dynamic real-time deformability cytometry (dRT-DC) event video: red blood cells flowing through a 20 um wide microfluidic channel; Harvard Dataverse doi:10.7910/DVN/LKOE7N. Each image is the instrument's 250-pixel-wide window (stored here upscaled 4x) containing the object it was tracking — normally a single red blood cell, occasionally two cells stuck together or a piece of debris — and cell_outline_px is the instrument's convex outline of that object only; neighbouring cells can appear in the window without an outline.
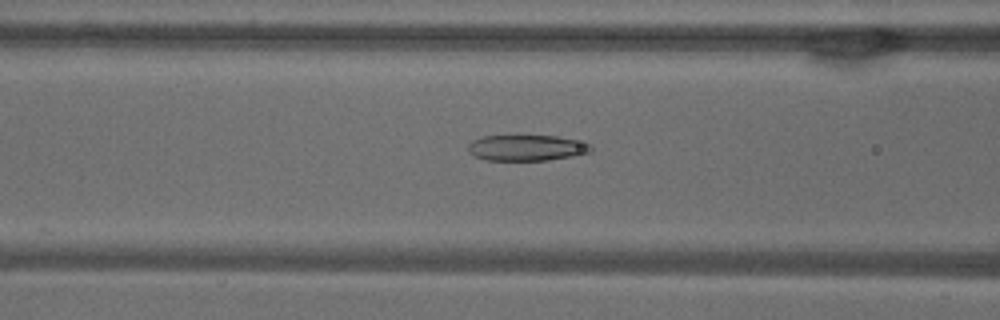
{"species": "common noctule bat (a hibernating species)", "species_latin": "Nyctalus noctula", "temperature_condition": "warm", "stored_images_in_passage": 52, "camera_frame_rate_fps": 3000, "um_per_image_px": 0.085, "animal": {"sex": "male", "body_mass_g": 18.8}, "frame": {"image": 1, "passage_image": 21, "time_ms": 6.667, "image_size_px": [1000, 320], "cell_outline_px": [[592, 152], [572, 156], [548, 160], [484, 160], [472, 156], [468, 152], [468, 144], [472, 140], [480, 136], [556, 136], [576, 140], [592, 144]], "centroid_in_image_um": [44.73, 12.57], "position_along_channel_um": 121.9, "area_um2": 18.67}}
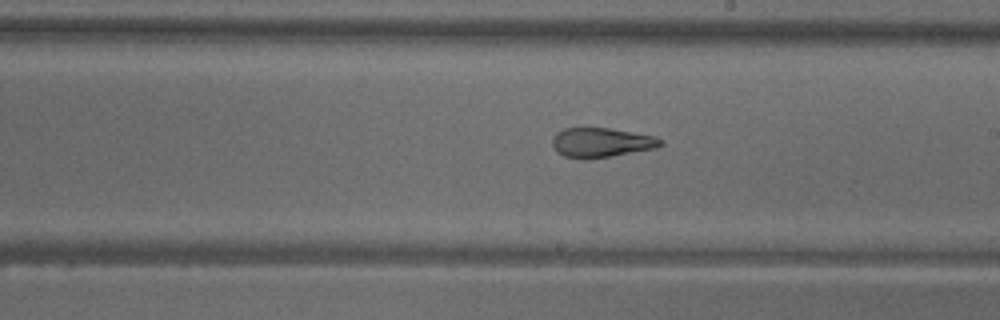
{"frame": {"image": 2, "passage_image": 30, "time_ms": 9.667, "image_size_px": [1000, 320], "cell_outline_px": [[664, 144], [656, 148], [612, 156], [564, 156], [552, 144], [552, 140], [556, 132], [564, 128], [608, 128], [652, 136], [664, 140]], "centroid_in_image_um": [51.16, 12.08], "position_along_channel_um": 237.8, "area_um2": 17.8}}
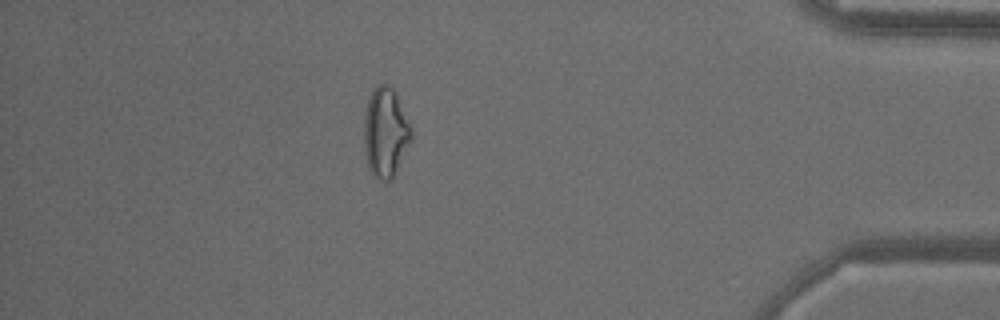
{"frame": {"image": 3, "passage_image": 46, "time_ms": 15.0, "image_size_px": [1000, 320], "cell_outline_px": [[412, 140], [392, 176], [384, 184], [368, 168], [364, 148], [364, 112], [368, 100], [376, 84], [388, 84], [396, 92], [412, 128]], "centroid_in_image_um": [32.76, 11.22], "position_along_channel_um": 402.4, "area_um2": 24.68}, "authors_computed_cell_mechanics": {"area_um2": 22.8888, "velocity_mm_per_s": 3.8654, "shape_relaxation_time_tau1_ms": null, "shape_relaxation_time_tau2_ms": 2.1033, "deformation_change_tau1": null, "deformation_change_tau2": 0.1026}}